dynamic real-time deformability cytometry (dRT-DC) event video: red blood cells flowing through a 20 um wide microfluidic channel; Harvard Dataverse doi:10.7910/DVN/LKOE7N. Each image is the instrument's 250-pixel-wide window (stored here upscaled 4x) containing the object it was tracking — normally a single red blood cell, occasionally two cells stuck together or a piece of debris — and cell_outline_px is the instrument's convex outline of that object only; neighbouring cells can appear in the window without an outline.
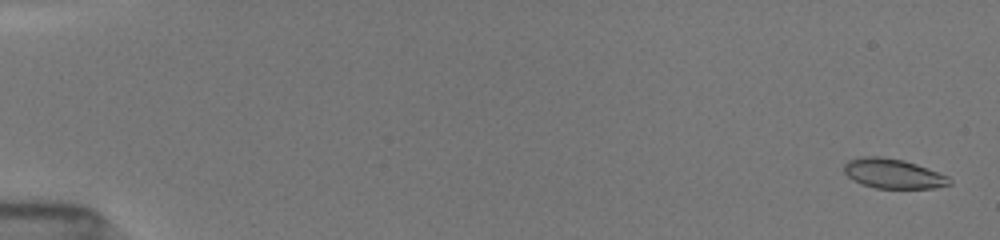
{"species": "common noctule bat (a hibernating species)", "species_latin": "Nyctalus noctula", "temperature_condition": "room temperature", "stored_images_in_passage": 55, "camera_frame_rate_fps": 3000, "um_per_image_px": 0.085, "animal": {"sex": "female", "body_mass_g": 19.5, "forearm_length_mm": 54.1}, "frame": {"image": 1, "passage_image": 2, "time_ms": 0.333, "image_size_px": [1000, 240], "cell_outline_px": [[952, 184], [932, 188], [876, 188], [852, 180], [844, 172], [844, 164], [848, 160], [860, 156], [880, 156], [904, 160], [916, 164], [948, 176]], "centroid_in_image_um": [75.89, 14.75], "position_along_channel_um": 9.1, "area_um2": 18.15}}
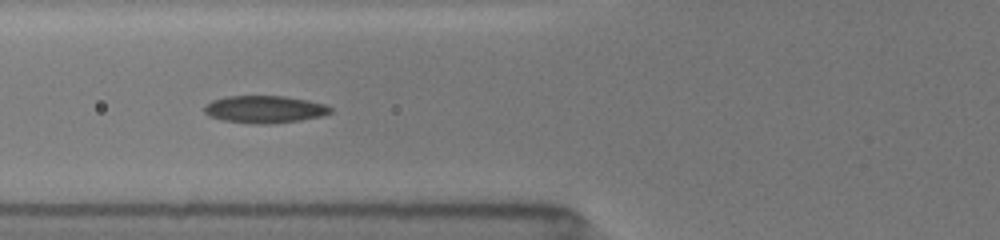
{"frame": {"image": 2, "passage_image": 24, "time_ms": 7.0, "image_size_px": [1000, 240], "cell_outline_px": [[332, 112], [320, 116], [300, 120], [268, 124], [252, 124], [224, 120], [208, 116], [204, 112], [204, 104], [212, 100], [224, 96], [284, 96], [308, 100], [324, 104], [332, 108]], "centroid_in_image_um": [22.45, 9.29], "position_along_channel_um": 103.4, "area_um2": 20.17}}
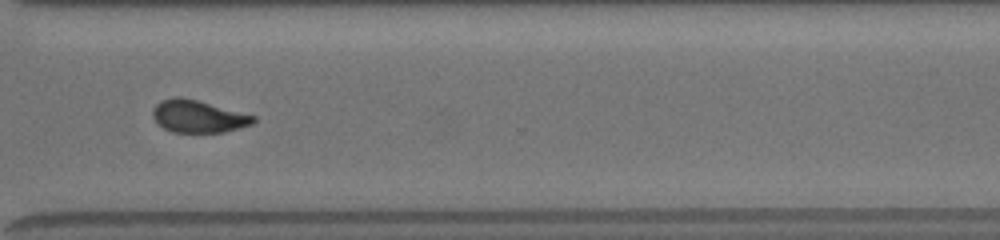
{"frame": {"image": 3, "passage_image": 54, "time_ms": 13.333, "image_size_px": [1000, 240], "cell_outline_px": [[256, 120], [252, 124], [240, 128], [224, 132], [172, 132], [164, 128], [152, 116], [152, 108], [160, 100], [172, 96], [184, 96], [256, 116]], "centroid_in_image_um": [16.83, 9.87], "position_along_channel_um": 353.8, "area_um2": 19.19}}